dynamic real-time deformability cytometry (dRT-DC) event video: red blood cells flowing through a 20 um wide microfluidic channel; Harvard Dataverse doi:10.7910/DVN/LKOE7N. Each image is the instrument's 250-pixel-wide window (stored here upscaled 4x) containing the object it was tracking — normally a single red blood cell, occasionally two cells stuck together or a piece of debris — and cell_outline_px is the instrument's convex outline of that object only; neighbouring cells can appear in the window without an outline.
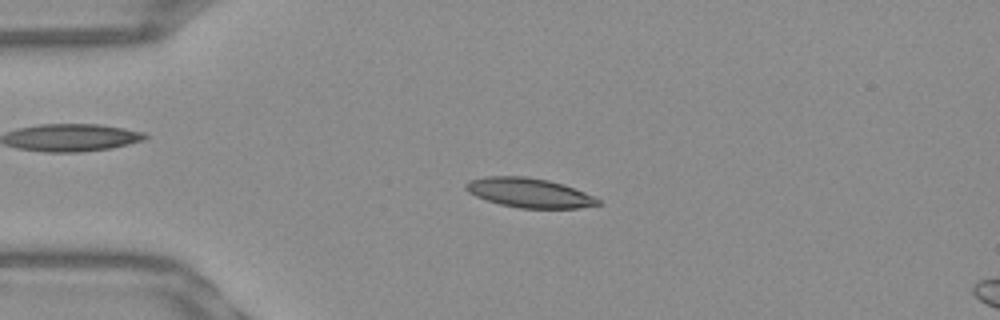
{"species": "Egyptian fruit bat (a non-hibernating species)", "species_latin": "Rousettus aegyptiacus", "temperature_condition": "warm", "stored_images_in_passage": 52, "camera_frame_rate_fps": 3000, "um_per_image_px": 0.085, "frame": {"image": 1, "passage_image": 12, "time_ms": 3.667, "image_size_px": [1000, 320], "cell_outline_px": [[604, 204], [580, 208], [520, 208], [500, 204], [476, 196], [468, 192], [464, 188], [464, 184], [468, 180], [488, 176], [524, 176], [548, 180], [564, 184], [584, 192], [600, 200]], "centroid_in_image_um": [44.99, 16.38], "position_along_channel_um": 40.0, "area_um2": 22.72}}
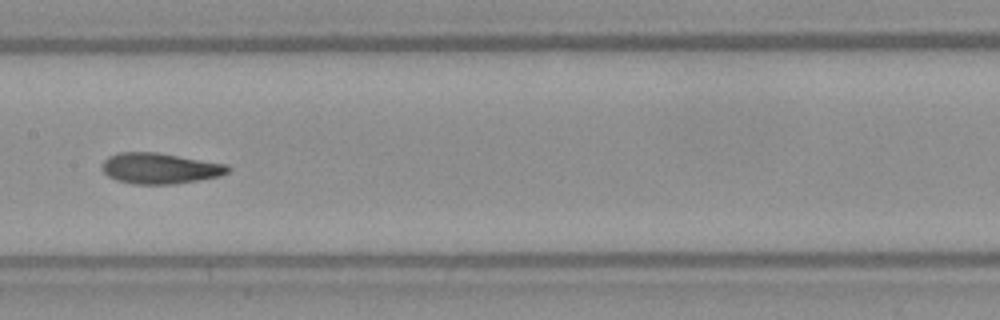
{"frame": {"image": 2, "passage_image": 26, "time_ms": 8.333, "image_size_px": [1000, 320], "cell_outline_px": [[232, 168], [228, 172], [220, 176], [176, 184], [132, 184], [116, 180], [108, 176], [100, 168], [104, 160], [108, 156], [120, 152], [156, 152], [228, 164]], "centroid_in_image_um": [13.59, 14.31], "position_along_channel_um": 193.8, "area_um2": 22.77}}
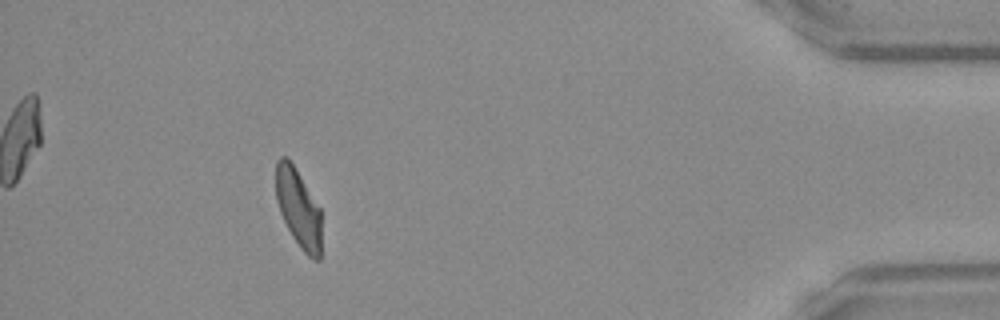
{"frame": {"image": 3, "passage_image": 47, "time_ms": 15.333, "image_size_px": [1000, 320], "cell_outline_px": [[320, 260], [312, 260], [300, 248], [292, 236], [280, 212], [276, 200], [276, 160], [280, 156], [288, 156], [320, 208]], "centroid_in_image_um": [25.34, 17.68], "position_along_channel_um": 409.9, "area_um2": 20.75}, "authors_computed_cell_mechanics": {"area_um2": 22.2241, "velocity_mm_per_s": 3.8969, "shape_relaxation_time_tau1_ms": 5.1753, "shape_relaxation_time_tau2_ms": 2.2312, "deformation_change_tau1": 0.204, "deformation_change_tau2": 0.0766}}